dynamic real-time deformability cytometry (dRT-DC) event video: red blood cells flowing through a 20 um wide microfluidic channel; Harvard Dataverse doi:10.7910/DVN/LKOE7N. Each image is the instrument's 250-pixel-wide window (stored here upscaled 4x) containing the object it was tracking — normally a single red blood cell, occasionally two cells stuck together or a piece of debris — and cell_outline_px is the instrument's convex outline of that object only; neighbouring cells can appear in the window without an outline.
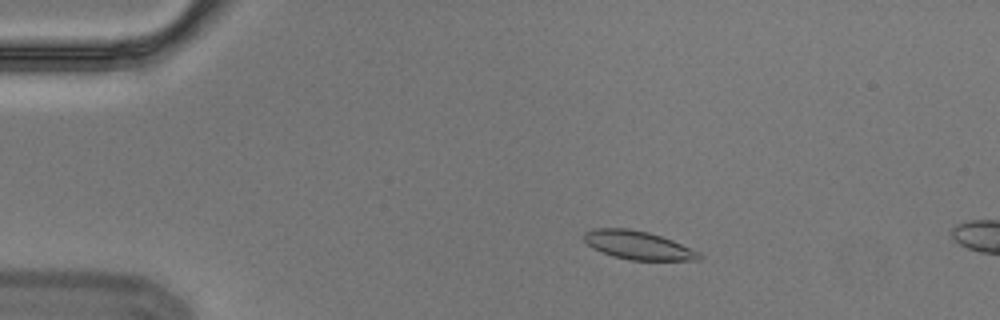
{"species": "Egyptian fruit bat (a non-hibernating species)", "species_latin": "Rousettus aegyptiacus", "temperature_condition": "cold", "stored_images_in_passage": 4, "camera_frame_rate_fps": 3000, "um_per_image_px": 0.085, "animal": {"sex": "male"}, "frame": {"image": 1, "passage_image": 3, "time_ms": 0.667, "image_size_px": [1000, 320], "cell_outline_px": [[704, 256], [700, 260], [628, 260], [612, 256], [592, 248], [584, 240], [584, 232], [596, 228], [628, 228], [648, 232], [672, 240], [700, 252]], "centroid_in_image_um": [54.25, 20.85], "position_along_channel_um": 30.8, "area_um2": 19.13}}